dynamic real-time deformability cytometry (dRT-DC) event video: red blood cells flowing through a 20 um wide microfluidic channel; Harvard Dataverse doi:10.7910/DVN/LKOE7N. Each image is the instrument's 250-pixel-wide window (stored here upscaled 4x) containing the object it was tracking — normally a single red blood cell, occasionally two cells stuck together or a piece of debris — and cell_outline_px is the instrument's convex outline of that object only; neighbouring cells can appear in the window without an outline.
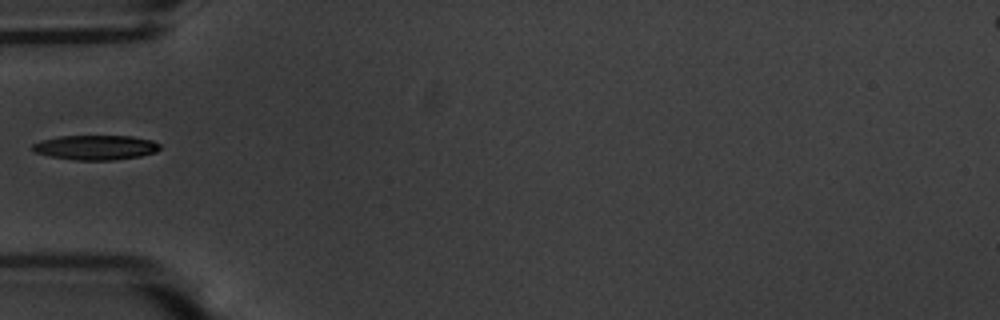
{"species": "common noctule bat (a hibernating species)", "species_latin": "Nyctalus noctula", "temperature_condition": "warm", "stored_images_in_passage": 38, "camera_frame_rate_fps": 3000, "um_per_image_px": 0.085, "animal": {"sex": "male", "body_mass_g": 20.1, "forearm_length_mm": 53.5}, "frame": {"image": 1, "passage_image": 1, "time_ms": 0.0, "image_size_px": [1000, 320], "cell_outline_px": [[160, 148], [156, 152], [140, 156], [112, 160], [72, 160], [48, 156], [36, 152], [32, 148], [32, 144], [40, 140], [60, 136], [132, 136], [152, 140], [160, 144]], "centroid_in_image_um": [8.12, 12.53], "position_along_channel_um": 76.9, "area_um2": 18.38}}
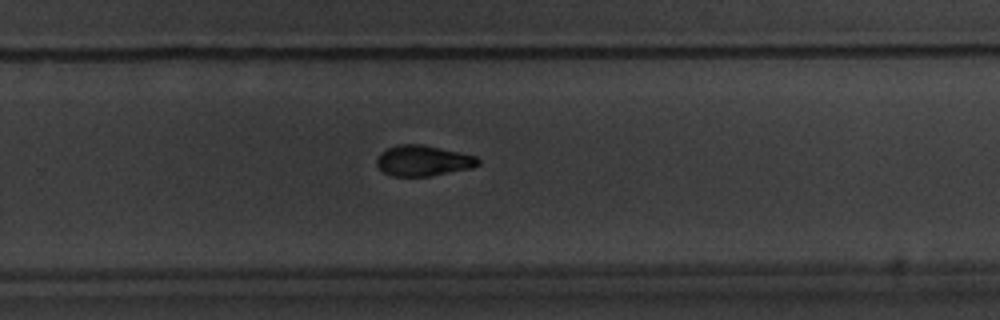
{"frame": {"image": 2, "passage_image": 19, "time_ms": 6.0, "image_size_px": [1000, 320], "cell_outline_px": [[480, 164], [472, 168], [432, 176], [392, 176], [384, 172], [376, 164], [376, 160], [380, 152], [396, 144], [420, 144], [476, 156], [480, 160]], "centroid_in_image_um": [35.96, 13.66], "position_along_channel_um": 293.8, "area_um2": 18.09}}
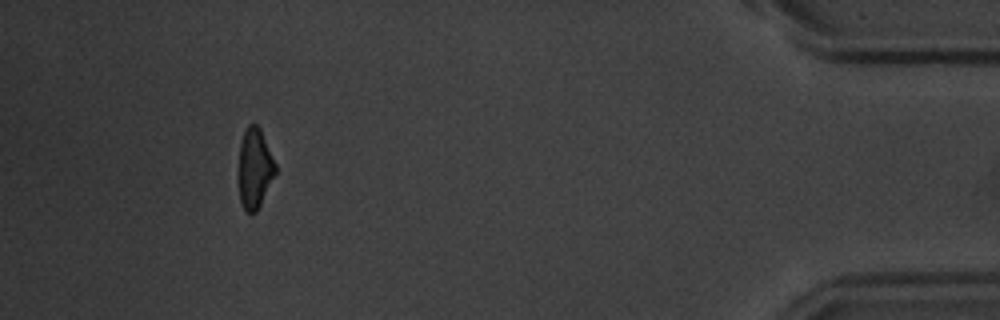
{"frame": {"image": 3, "passage_image": 34, "time_ms": 11.0, "image_size_px": [1000, 320], "cell_outline_px": [[276, 176], [256, 212], [244, 212], [240, 200], [240, 144], [244, 132], [248, 124], [256, 124], [260, 128], [276, 164]], "centroid_in_image_um": [21.68, 14.33], "position_along_channel_um": 413.5, "area_um2": 16.99}}